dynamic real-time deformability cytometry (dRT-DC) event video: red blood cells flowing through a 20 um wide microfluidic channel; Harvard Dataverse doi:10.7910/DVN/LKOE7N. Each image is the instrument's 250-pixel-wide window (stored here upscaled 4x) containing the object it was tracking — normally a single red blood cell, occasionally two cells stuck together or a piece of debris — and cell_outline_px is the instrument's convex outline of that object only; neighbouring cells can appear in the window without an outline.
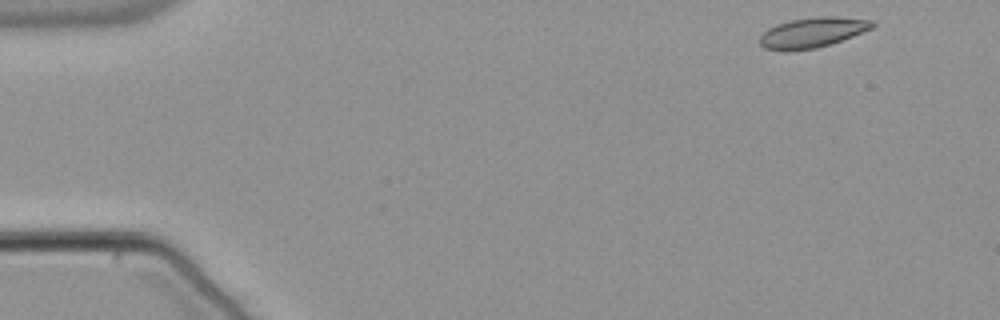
{"species": "common noctule bat (a hibernating species)", "species_latin": "Nyctalus noctula", "temperature_condition": "warm", "stored_images_in_passage": 50, "camera_frame_rate_fps": 3000, "um_per_image_px": 0.085, "animal": {"sex": "male", "body_mass_g": 21.5, "forearm_length_mm": 52.0}, "frame": {"image": 1, "passage_image": 1, "time_ms": 0.0, "image_size_px": [1000, 320], "cell_outline_px": [[876, 24], [872, 28], [832, 44], [816, 48], [764, 48], [760, 44], [760, 36], [768, 28], [776, 24], [788, 20], [820, 16], [836, 16], [876, 20]], "centroid_in_image_um": [69.14, 2.7], "position_along_channel_um": 15.9, "area_um2": 19.36}}
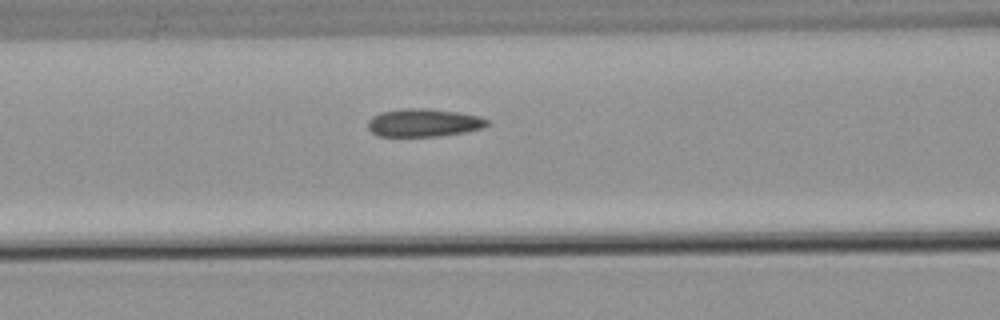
{"frame": {"image": 2, "passage_image": 19, "time_ms": 6.0, "image_size_px": [1000, 320], "cell_outline_px": [[492, 124], [484, 128], [464, 132], [440, 136], [376, 136], [368, 128], [368, 120], [372, 116], [380, 112], [400, 108], [428, 108], [456, 112], [480, 116], [488, 120]], "centroid_in_image_um": [36.02, 10.43], "position_along_channel_um": 130.6, "area_um2": 19.71}}
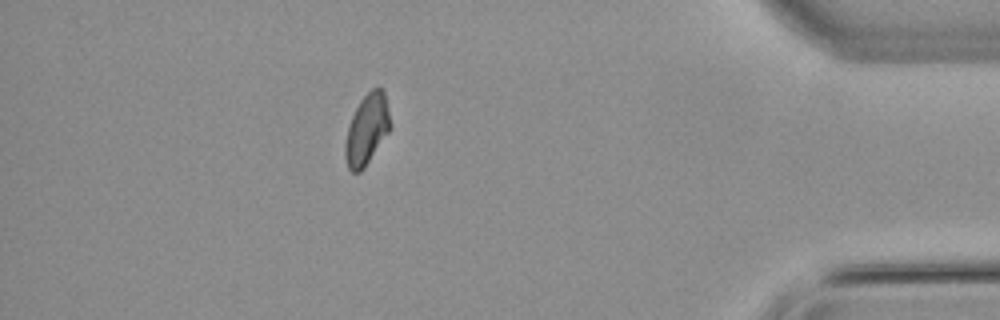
{"frame": {"image": 3, "passage_image": 44, "time_ms": 14.333, "image_size_px": [1000, 320], "cell_outline_px": [[392, 128], [364, 168], [360, 172], [352, 172], [348, 168], [344, 156], [344, 144], [348, 124], [360, 100], [372, 88], [380, 88], [384, 92], [392, 124]], "centroid_in_image_um": [31.18, 11.02], "position_along_channel_um": 404.0, "area_um2": 18.73}, "authors_computed_cell_mechanics": {"area_um2": 19.3052, "velocity_mm_per_s": 3.8126, "shape_relaxation_time_tau1_ms": 10.4693, "shape_relaxation_time_tau2_ms": 2.5498, "deformation_change_tau1": 0.1855, "deformation_change_tau2": 0.0722}}